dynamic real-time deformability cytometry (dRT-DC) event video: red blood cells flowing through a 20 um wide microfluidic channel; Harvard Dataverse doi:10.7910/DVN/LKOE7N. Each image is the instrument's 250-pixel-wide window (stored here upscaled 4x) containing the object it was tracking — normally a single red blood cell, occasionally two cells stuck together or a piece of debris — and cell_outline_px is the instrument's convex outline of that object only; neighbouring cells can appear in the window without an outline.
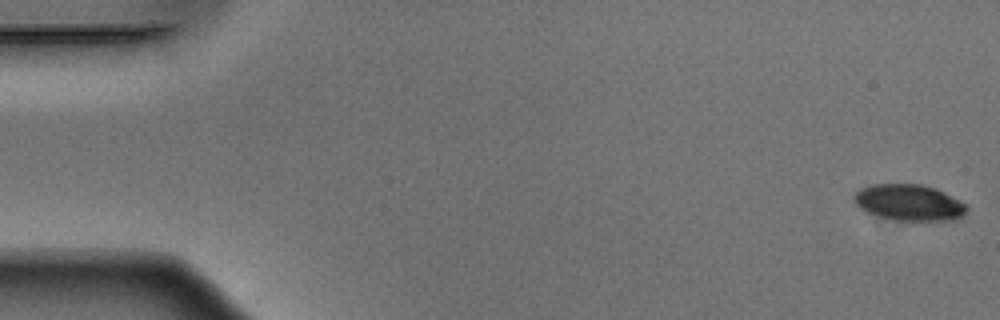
{"species": "Egyptian fruit bat (a non-hibernating species)", "species_latin": "Rousettus aegyptiacus", "temperature_condition": "warm", "stored_images_in_passage": 10, "camera_frame_rate_fps": 3000, "um_per_image_px": 0.085, "animal": {"sex": "male"}, "frame": {"image": 1, "passage_image": 1, "time_ms": 0.0, "image_size_px": [1000, 320], "cell_outline_px": [[968, 208], [964, 216], [956, 220], [912, 224], [868, 212], [860, 208], [856, 204], [856, 192], [860, 188], [872, 184], [920, 184], [936, 188], [968, 204]], "centroid_in_image_um": [77.39, 17.26], "position_along_channel_um": 7.6, "area_um2": 24.45}}